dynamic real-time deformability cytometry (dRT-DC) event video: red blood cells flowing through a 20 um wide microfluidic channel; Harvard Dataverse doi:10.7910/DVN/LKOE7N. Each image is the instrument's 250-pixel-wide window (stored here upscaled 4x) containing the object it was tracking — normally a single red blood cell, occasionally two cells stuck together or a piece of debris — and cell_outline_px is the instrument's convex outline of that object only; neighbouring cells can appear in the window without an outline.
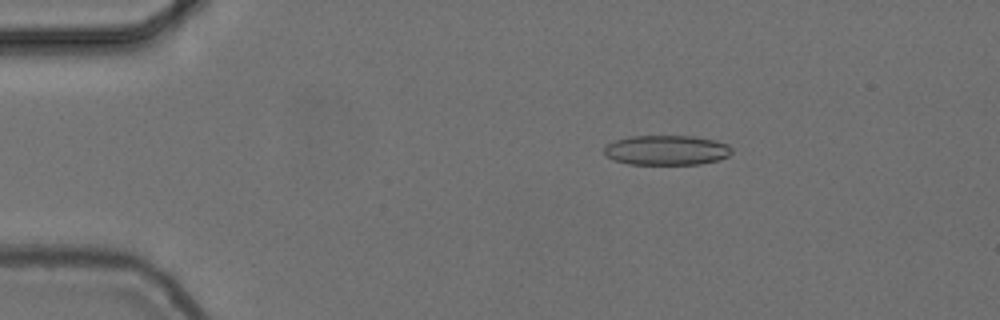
{"species": "common noctule bat (a hibernating species)", "species_latin": "Nyctalus noctula", "temperature_condition": "cold", "stored_images_in_passage": 55, "camera_frame_rate_fps": 3000, "um_per_image_px": 0.085, "animal": {"sex": "female", "body_mass_g": 24.6, "forearm_length_mm": 56.2}, "frame": {"image": 1, "passage_image": 10, "time_ms": 3.0, "image_size_px": [1000, 320], "cell_outline_px": [[732, 152], [728, 156], [716, 160], [700, 164], [628, 164], [612, 160], [604, 152], [604, 148], [608, 144], [616, 140], [628, 136], [692, 136], [716, 140], [728, 144], [732, 148]], "centroid_in_image_um": [56.66, 12.76], "position_along_channel_um": 28.3, "area_um2": 22.2}}
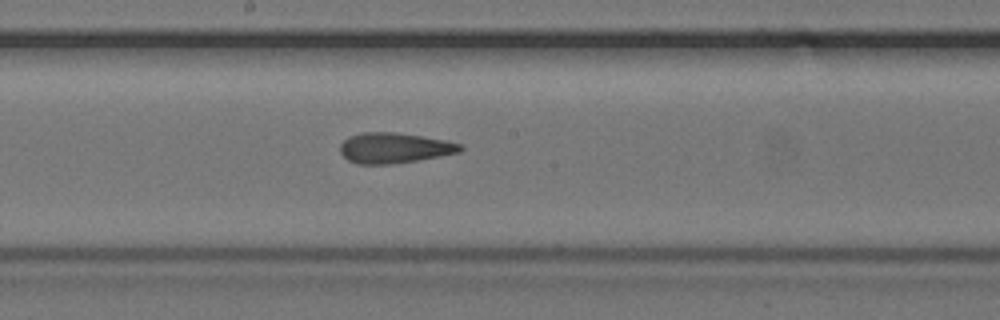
{"frame": {"image": 2, "passage_image": 30, "time_ms": 9.667, "image_size_px": [1000, 320], "cell_outline_px": [[464, 148], [460, 152], [416, 160], [392, 164], [356, 164], [348, 160], [340, 152], [340, 144], [348, 136], [364, 132], [396, 132], [444, 140], [464, 144]], "centroid_in_image_um": [33.5, 12.57], "position_along_channel_um": 214.7, "area_um2": 21.27}}
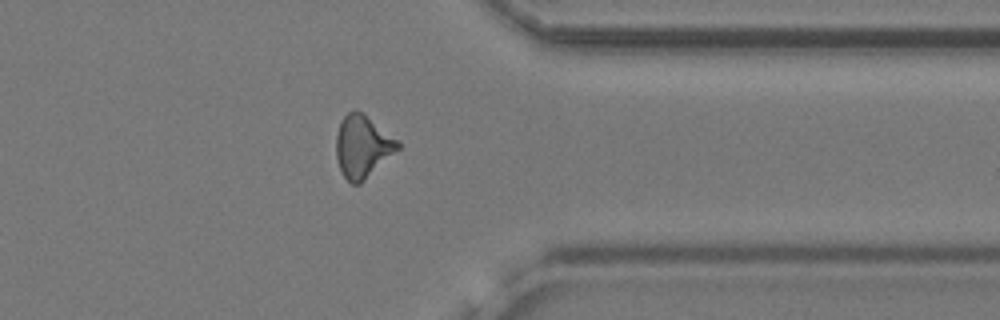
{"frame": {"image": 3, "passage_image": 44, "time_ms": 14.333, "image_size_px": [1000, 320], "cell_outline_px": [[400, 148], [360, 184], [352, 184], [344, 176], [340, 168], [336, 156], [336, 136], [340, 124], [344, 116], [348, 112], [364, 112], [400, 140]], "centroid_in_image_um": [30.85, 12.43], "position_along_channel_um": 380.6, "area_um2": 22.43}, "authors_computed_cell_mechanics": {"area_um2": 21.8484, "velocity_mm_per_s": 3.7357, "shape_relaxation_time_tau1_ms": 11.337, "shape_relaxation_time_tau2_ms": 2.7616, "deformation_change_tau1": 0.2025, "deformation_change_tau2": 0.1265}}